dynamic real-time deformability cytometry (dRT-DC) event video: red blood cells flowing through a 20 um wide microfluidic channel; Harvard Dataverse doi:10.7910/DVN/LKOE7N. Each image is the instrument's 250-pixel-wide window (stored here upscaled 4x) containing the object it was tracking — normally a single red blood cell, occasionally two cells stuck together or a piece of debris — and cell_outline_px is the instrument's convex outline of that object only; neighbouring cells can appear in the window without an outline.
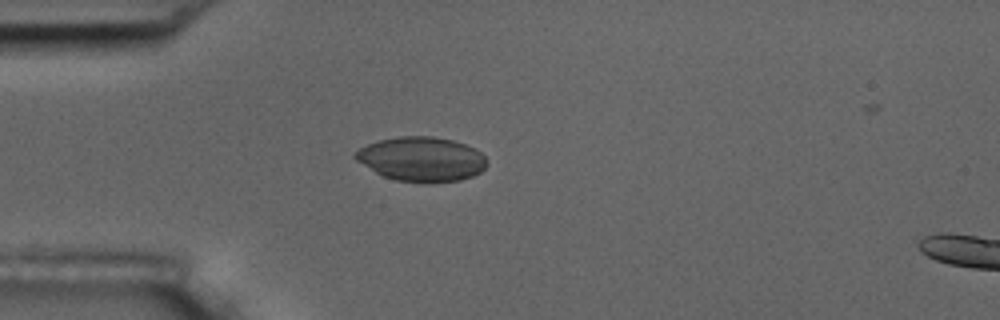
{"species": "common noctule bat (a hibernating species)", "species_latin": "Nyctalus noctula", "temperature_condition": "room temperature", "stored_images_in_passage": 33, "camera_frame_rate_fps": 3000, "um_per_image_px": 0.085, "animal": {"sex": "male", "body_mass_g": 17.5, "forearm_length_mm": 52.3}, "frame": {"image": 1, "passage_image": 1, "time_ms": 0.0, "image_size_px": [1000, 320], "cell_outline_px": [[488, 164], [480, 172], [472, 176], [460, 180], [428, 184], [396, 180], [384, 176], [376, 172], [356, 160], [352, 156], [360, 148], [368, 144], [380, 140], [400, 136], [432, 136], [452, 140], [476, 148], [488, 160]], "centroid_in_image_um": [35.86, 13.54], "position_along_channel_um": 49.1, "area_um2": 34.22}}
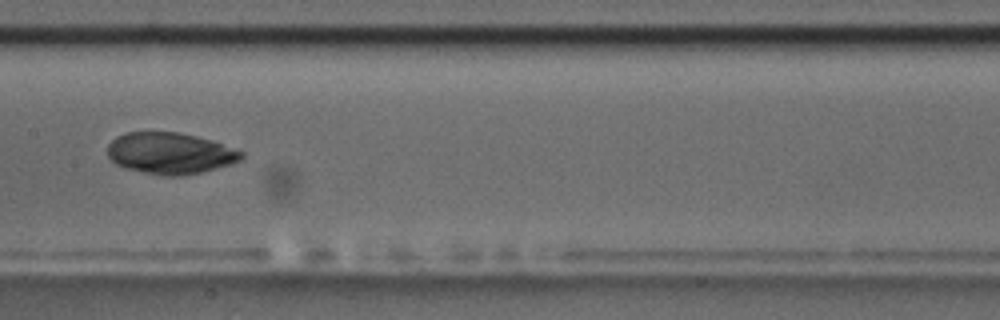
{"frame": {"image": 2, "passage_image": 14, "time_ms": 4.333, "image_size_px": [1000, 320], "cell_outline_px": [[244, 156], [240, 160], [232, 164], [200, 172], [180, 176], [160, 176], [128, 168], [116, 164], [108, 156], [108, 144], [116, 136], [124, 132], [176, 132], [196, 136], [212, 140], [244, 152]], "centroid_in_image_um": [14.46, 13.02], "position_along_channel_um": 192.9, "area_um2": 32.25}}
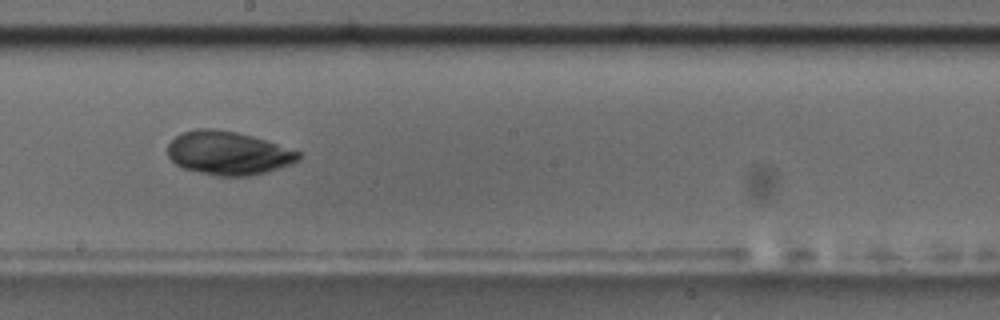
{"frame": {"image": 3, "passage_image": 17, "time_ms": 5.333, "image_size_px": [1000, 320], "cell_outline_px": [[304, 152], [300, 160], [252, 176], [216, 176], [184, 168], [176, 164], [168, 156], [168, 144], [176, 136], [184, 132], [196, 128], [216, 128], [236, 132], [252, 136]], "centroid_in_image_um": [19.42, 13.0], "position_along_channel_um": 228.8, "area_um2": 33.18}}